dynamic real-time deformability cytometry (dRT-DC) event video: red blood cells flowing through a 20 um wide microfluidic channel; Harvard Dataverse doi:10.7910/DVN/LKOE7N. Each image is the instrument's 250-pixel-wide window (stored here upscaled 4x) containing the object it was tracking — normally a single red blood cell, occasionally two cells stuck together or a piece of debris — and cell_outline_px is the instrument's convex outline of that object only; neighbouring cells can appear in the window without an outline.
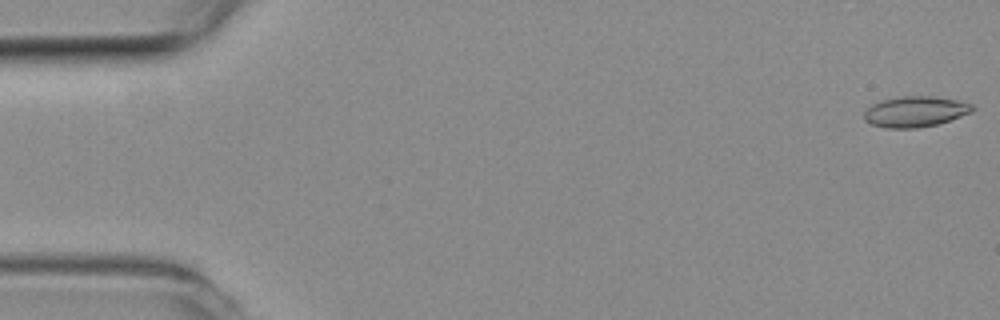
{"species": "common noctule bat (a hibernating species)", "species_latin": "Nyctalus noctula", "temperature_condition": "room temperature", "stored_images_in_passage": 53, "camera_frame_rate_fps": 3000, "um_per_image_px": 0.085, "animal": {"sex": "female", "body_mass_g": 19.3, "forearm_length_mm": 54.1}, "frame": {"image": 1, "passage_image": 1, "time_ms": 0.0, "image_size_px": [1000, 320], "cell_outline_px": [[976, 108], [972, 112], [936, 124], [916, 128], [884, 128], [872, 124], [864, 120], [864, 112], [872, 104], [884, 100], [904, 96], [932, 96], [956, 100], [972, 104]], "centroid_in_image_um": [77.79, 9.49], "position_along_channel_um": 7.2, "area_um2": 19.13}}
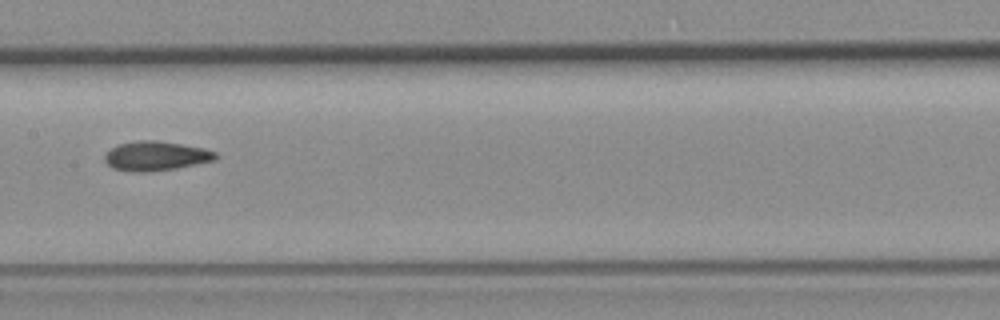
{"frame": {"image": 2, "passage_image": 27, "time_ms": 8.667, "image_size_px": [1000, 320], "cell_outline_px": [[220, 156], [216, 160], [176, 168], [152, 172], [132, 172], [112, 168], [104, 160], [104, 156], [112, 148], [120, 144], [136, 140], [156, 140], [204, 148], [216, 152]], "centroid_in_image_um": [13.27, 13.26], "position_along_channel_um": 194.1, "area_um2": 19.07}}
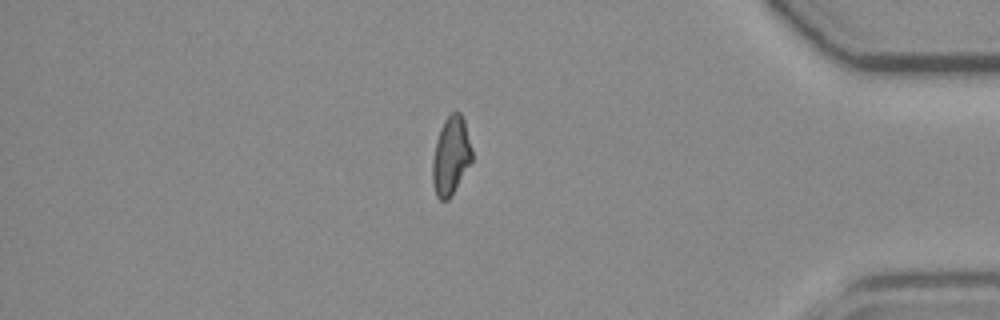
{"frame": {"image": 3, "passage_image": 46, "time_ms": 15.0, "image_size_px": [1000, 320], "cell_outline_px": [[472, 160], [448, 200], [440, 200], [436, 196], [432, 184], [432, 160], [436, 140], [440, 128], [444, 120], [452, 112], [460, 112], [464, 120], [472, 148]], "centroid_in_image_um": [38.3, 13.24], "position_along_channel_um": 396.9, "area_um2": 17.92}}